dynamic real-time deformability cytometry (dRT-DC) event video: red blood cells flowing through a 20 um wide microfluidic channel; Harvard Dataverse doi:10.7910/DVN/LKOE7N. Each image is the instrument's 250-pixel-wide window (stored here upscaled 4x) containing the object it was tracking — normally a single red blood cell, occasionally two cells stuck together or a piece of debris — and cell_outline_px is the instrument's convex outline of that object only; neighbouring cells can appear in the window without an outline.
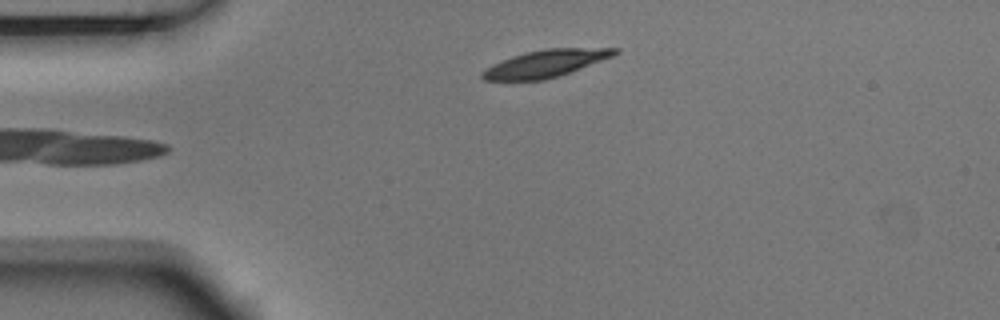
{"species": "Egyptian fruit bat (a non-hibernating species)", "species_latin": "Rousettus aegyptiacus", "temperature_condition": "room temperature", "stored_images_in_passage": 4, "camera_frame_rate_fps": 3000, "um_per_image_px": 0.085, "animal": {"sex": "male"}, "frame": {"image": 1, "passage_image": 4, "time_ms": 1.0, "image_size_px": [1000, 320], "cell_outline_px": [[620, 52], [612, 56], [580, 68], [544, 80], [484, 80], [480, 76], [480, 72], [492, 64], [512, 56], [524, 52], [544, 48], [620, 48]], "centroid_in_image_um": [46.33, 5.38], "position_along_channel_um": 38.7, "area_um2": 20.81}}